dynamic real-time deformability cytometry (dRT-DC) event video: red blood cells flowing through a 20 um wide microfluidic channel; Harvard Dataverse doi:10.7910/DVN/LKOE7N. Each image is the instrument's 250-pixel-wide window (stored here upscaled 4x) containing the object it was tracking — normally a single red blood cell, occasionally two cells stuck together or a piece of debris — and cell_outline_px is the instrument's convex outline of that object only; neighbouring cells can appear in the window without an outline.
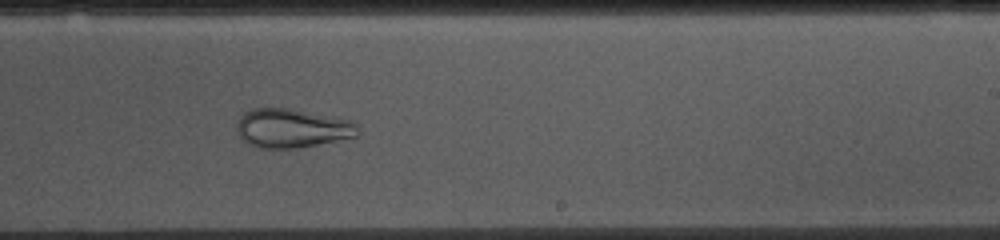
{"species": "common noctule bat (a hibernating species)", "species_latin": "Nyctalus noctula", "temperature_condition": "cold", "stored_images_in_passage": 47, "camera_frame_rate_fps": 3000, "um_per_image_px": 0.085, "animal": {"sex": "female", "body_mass_g": 10.0, "forearm_length_mm": 53.1}, "frame": {"image": 1, "passage_image": 25, "time_ms": 8.0, "image_size_px": [1000, 240], "cell_outline_px": [[360, 132], [356, 136], [316, 144], [292, 148], [256, 148], [248, 144], [240, 136], [236, 128], [236, 124], [240, 116], [244, 112], [252, 108], [288, 108], [348, 120], [356, 124]], "centroid_in_image_um": [24.75, 10.9], "position_along_channel_um": 264.2, "area_um2": 27.11}}
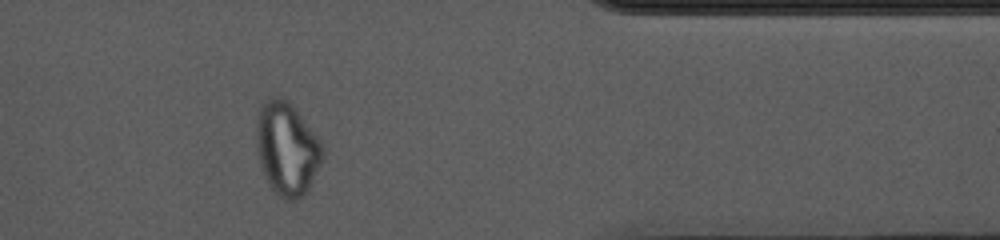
{"frame": {"image": 2, "passage_image": 37, "time_ms": 12.0, "image_size_px": [1000, 240], "cell_outline_px": [[324, 160], [308, 192], [304, 196], [296, 200], [288, 200], [280, 196], [268, 184], [264, 176], [260, 164], [256, 144], [256, 116], [264, 100], [272, 96], [280, 96], [288, 100], [296, 108], [320, 140], [324, 148]], "centroid_in_image_um": [24.41, 12.63], "position_along_channel_um": 387.0, "area_um2": 36.65}}
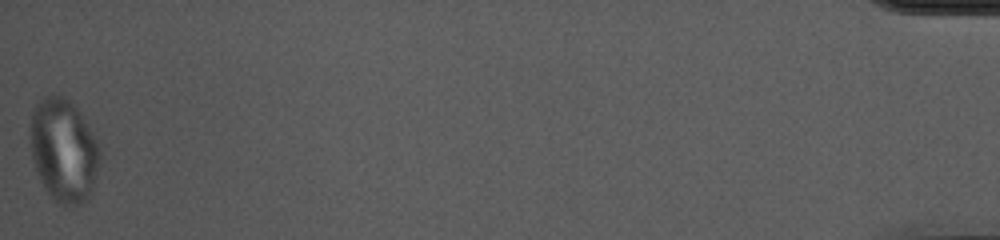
{"frame": {"image": 3, "passage_image": 47, "time_ms": 15.333, "image_size_px": [1000, 240], "cell_outline_px": [[100, 160], [92, 188], [88, 200], [80, 204], [64, 208], [44, 188], [40, 180], [32, 160], [32, 112], [36, 104], [44, 96], [64, 96], [80, 112], [96, 136], [100, 144]], "centroid_in_image_um": [5.45, 12.81], "position_along_channel_um": 429.8, "area_um2": 41.73}}